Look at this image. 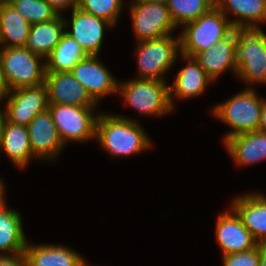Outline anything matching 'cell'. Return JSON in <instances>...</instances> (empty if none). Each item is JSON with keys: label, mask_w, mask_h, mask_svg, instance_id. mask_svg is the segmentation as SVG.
Returning a JSON list of instances; mask_svg holds the SVG:
<instances>
[{"label": "cell", "mask_w": 266, "mask_h": 266, "mask_svg": "<svg viewBox=\"0 0 266 266\" xmlns=\"http://www.w3.org/2000/svg\"><path fill=\"white\" fill-rule=\"evenodd\" d=\"M223 266H259L260 254L259 244L251 250L222 255Z\"/></svg>", "instance_id": "f546056e"}, {"label": "cell", "mask_w": 266, "mask_h": 266, "mask_svg": "<svg viewBox=\"0 0 266 266\" xmlns=\"http://www.w3.org/2000/svg\"><path fill=\"white\" fill-rule=\"evenodd\" d=\"M62 16L63 14L53 20L32 24L25 47L46 60L65 34Z\"/></svg>", "instance_id": "44dd1931"}, {"label": "cell", "mask_w": 266, "mask_h": 266, "mask_svg": "<svg viewBox=\"0 0 266 266\" xmlns=\"http://www.w3.org/2000/svg\"><path fill=\"white\" fill-rule=\"evenodd\" d=\"M8 3V0H0V9Z\"/></svg>", "instance_id": "f35d334b"}, {"label": "cell", "mask_w": 266, "mask_h": 266, "mask_svg": "<svg viewBox=\"0 0 266 266\" xmlns=\"http://www.w3.org/2000/svg\"><path fill=\"white\" fill-rule=\"evenodd\" d=\"M215 6L227 18L231 13L236 17L230 19L233 27L266 23V0H215Z\"/></svg>", "instance_id": "cb8c5ba5"}, {"label": "cell", "mask_w": 266, "mask_h": 266, "mask_svg": "<svg viewBox=\"0 0 266 266\" xmlns=\"http://www.w3.org/2000/svg\"><path fill=\"white\" fill-rule=\"evenodd\" d=\"M132 28L138 42L173 35L177 29L168 6L163 3L130 0Z\"/></svg>", "instance_id": "9c48e42d"}, {"label": "cell", "mask_w": 266, "mask_h": 266, "mask_svg": "<svg viewBox=\"0 0 266 266\" xmlns=\"http://www.w3.org/2000/svg\"><path fill=\"white\" fill-rule=\"evenodd\" d=\"M6 98L7 103L4 107L6 119L15 125L27 126L37 114L47 111L49 108L45 83L11 90Z\"/></svg>", "instance_id": "30bf717a"}, {"label": "cell", "mask_w": 266, "mask_h": 266, "mask_svg": "<svg viewBox=\"0 0 266 266\" xmlns=\"http://www.w3.org/2000/svg\"><path fill=\"white\" fill-rule=\"evenodd\" d=\"M237 39L236 77L251 84L266 83V34L260 26L233 27Z\"/></svg>", "instance_id": "7a4b0ae2"}, {"label": "cell", "mask_w": 266, "mask_h": 266, "mask_svg": "<svg viewBox=\"0 0 266 266\" xmlns=\"http://www.w3.org/2000/svg\"><path fill=\"white\" fill-rule=\"evenodd\" d=\"M260 265L266 266V243L259 244Z\"/></svg>", "instance_id": "e575fe53"}, {"label": "cell", "mask_w": 266, "mask_h": 266, "mask_svg": "<svg viewBox=\"0 0 266 266\" xmlns=\"http://www.w3.org/2000/svg\"><path fill=\"white\" fill-rule=\"evenodd\" d=\"M6 120L7 119H6L5 111L0 109V144H1L3 130H4V126H5Z\"/></svg>", "instance_id": "d590c367"}, {"label": "cell", "mask_w": 266, "mask_h": 266, "mask_svg": "<svg viewBox=\"0 0 266 266\" xmlns=\"http://www.w3.org/2000/svg\"><path fill=\"white\" fill-rule=\"evenodd\" d=\"M137 79L162 80L164 75L175 65L180 52V38L166 35L137 43Z\"/></svg>", "instance_id": "8992f818"}, {"label": "cell", "mask_w": 266, "mask_h": 266, "mask_svg": "<svg viewBox=\"0 0 266 266\" xmlns=\"http://www.w3.org/2000/svg\"><path fill=\"white\" fill-rule=\"evenodd\" d=\"M0 266H26L25 253L0 255Z\"/></svg>", "instance_id": "4dcf8cb0"}, {"label": "cell", "mask_w": 266, "mask_h": 266, "mask_svg": "<svg viewBox=\"0 0 266 266\" xmlns=\"http://www.w3.org/2000/svg\"><path fill=\"white\" fill-rule=\"evenodd\" d=\"M31 24L10 4L0 9L1 48L25 47Z\"/></svg>", "instance_id": "d4e9b609"}, {"label": "cell", "mask_w": 266, "mask_h": 266, "mask_svg": "<svg viewBox=\"0 0 266 266\" xmlns=\"http://www.w3.org/2000/svg\"><path fill=\"white\" fill-rule=\"evenodd\" d=\"M71 12V22L64 18V24L65 30L68 29L70 23L72 29L71 31L68 29L65 33L75 40L87 55L98 56L102 48L105 29H110L114 25L78 7L72 9Z\"/></svg>", "instance_id": "8fae6325"}, {"label": "cell", "mask_w": 266, "mask_h": 266, "mask_svg": "<svg viewBox=\"0 0 266 266\" xmlns=\"http://www.w3.org/2000/svg\"><path fill=\"white\" fill-rule=\"evenodd\" d=\"M10 92L9 86L4 76L0 58V102L3 101Z\"/></svg>", "instance_id": "d6a6232c"}, {"label": "cell", "mask_w": 266, "mask_h": 266, "mask_svg": "<svg viewBox=\"0 0 266 266\" xmlns=\"http://www.w3.org/2000/svg\"><path fill=\"white\" fill-rule=\"evenodd\" d=\"M236 51L237 39L234 30H232L226 37L214 43L210 48L197 53L194 59L213 82L229 68L236 74Z\"/></svg>", "instance_id": "2e32d148"}, {"label": "cell", "mask_w": 266, "mask_h": 266, "mask_svg": "<svg viewBox=\"0 0 266 266\" xmlns=\"http://www.w3.org/2000/svg\"><path fill=\"white\" fill-rule=\"evenodd\" d=\"M18 210L9 209L6 202L0 205V255L24 253L27 240Z\"/></svg>", "instance_id": "7402d4cb"}, {"label": "cell", "mask_w": 266, "mask_h": 266, "mask_svg": "<svg viewBox=\"0 0 266 266\" xmlns=\"http://www.w3.org/2000/svg\"><path fill=\"white\" fill-rule=\"evenodd\" d=\"M231 204L255 241L266 243V196L263 193H246L237 196Z\"/></svg>", "instance_id": "e0dca14e"}, {"label": "cell", "mask_w": 266, "mask_h": 266, "mask_svg": "<svg viewBox=\"0 0 266 266\" xmlns=\"http://www.w3.org/2000/svg\"><path fill=\"white\" fill-rule=\"evenodd\" d=\"M95 138L111 156L122 158L142 153L153 144L138 121L105 112L98 116Z\"/></svg>", "instance_id": "6da1fadb"}, {"label": "cell", "mask_w": 266, "mask_h": 266, "mask_svg": "<svg viewBox=\"0 0 266 266\" xmlns=\"http://www.w3.org/2000/svg\"><path fill=\"white\" fill-rule=\"evenodd\" d=\"M94 109L95 107L49 104L48 110L64 146L70 141L86 142L95 139L99 115L94 116Z\"/></svg>", "instance_id": "ba28073f"}, {"label": "cell", "mask_w": 266, "mask_h": 266, "mask_svg": "<svg viewBox=\"0 0 266 266\" xmlns=\"http://www.w3.org/2000/svg\"><path fill=\"white\" fill-rule=\"evenodd\" d=\"M215 235L223 255L245 252L258 245L231 207L230 212L219 214Z\"/></svg>", "instance_id": "5bb4252c"}, {"label": "cell", "mask_w": 266, "mask_h": 266, "mask_svg": "<svg viewBox=\"0 0 266 266\" xmlns=\"http://www.w3.org/2000/svg\"><path fill=\"white\" fill-rule=\"evenodd\" d=\"M5 185L3 184L2 180L0 179V205L6 202L5 197ZM5 197V198H4Z\"/></svg>", "instance_id": "8d00e7d4"}, {"label": "cell", "mask_w": 266, "mask_h": 266, "mask_svg": "<svg viewBox=\"0 0 266 266\" xmlns=\"http://www.w3.org/2000/svg\"><path fill=\"white\" fill-rule=\"evenodd\" d=\"M258 130L266 133V99L263 101Z\"/></svg>", "instance_id": "836d02e7"}, {"label": "cell", "mask_w": 266, "mask_h": 266, "mask_svg": "<svg viewBox=\"0 0 266 266\" xmlns=\"http://www.w3.org/2000/svg\"><path fill=\"white\" fill-rule=\"evenodd\" d=\"M1 49L2 69L10 91L44 83L46 63L42 57L33 54L26 47Z\"/></svg>", "instance_id": "52a82bcc"}, {"label": "cell", "mask_w": 266, "mask_h": 266, "mask_svg": "<svg viewBox=\"0 0 266 266\" xmlns=\"http://www.w3.org/2000/svg\"><path fill=\"white\" fill-rule=\"evenodd\" d=\"M27 129L31 151L36 159H56L65 147L49 110L37 114L27 125Z\"/></svg>", "instance_id": "9a60e30c"}, {"label": "cell", "mask_w": 266, "mask_h": 266, "mask_svg": "<svg viewBox=\"0 0 266 266\" xmlns=\"http://www.w3.org/2000/svg\"><path fill=\"white\" fill-rule=\"evenodd\" d=\"M167 6L172 21L178 27L208 12L215 6V0H169Z\"/></svg>", "instance_id": "4316f807"}, {"label": "cell", "mask_w": 266, "mask_h": 266, "mask_svg": "<svg viewBox=\"0 0 266 266\" xmlns=\"http://www.w3.org/2000/svg\"><path fill=\"white\" fill-rule=\"evenodd\" d=\"M117 93L140 114L161 117L173 111L166 81L134 78L118 83Z\"/></svg>", "instance_id": "5b68a950"}, {"label": "cell", "mask_w": 266, "mask_h": 266, "mask_svg": "<svg viewBox=\"0 0 266 266\" xmlns=\"http://www.w3.org/2000/svg\"><path fill=\"white\" fill-rule=\"evenodd\" d=\"M1 150L19 169L26 167L32 158L35 159L31 151L27 126L15 125L6 120L0 144Z\"/></svg>", "instance_id": "603a6c76"}, {"label": "cell", "mask_w": 266, "mask_h": 266, "mask_svg": "<svg viewBox=\"0 0 266 266\" xmlns=\"http://www.w3.org/2000/svg\"><path fill=\"white\" fill-rule=\"evenodd\" d=\"M98 59L88 55L70 71L97 103L107 95L116 94L119 83Z\"/></svg>", "instance_id": "7c38bea8"}, {"label": "cell", "mask_w": 266, "mask_h": 266, "mask_svg": "<svg viewBox=\"0 0 266 266\" xmlns=\"http://www.w3.org/2000/svg\"><path fill=\"white\" fill-rule=\"evenodd\" d=\"M49 104H66L80 107H96L98 103L70 71L45 72Z\"/></svg>", "instance_id": "4fadbf2b"}, {"label": "cell", "mask_w": 266, "mask_h": 266, "mask_svg": "<svg viewBox=\"0 0 266 266\" xmlns=\"http://www.w3.org/2000/svg\"><path fill=\"white\" fill-rule=\"evenodd\" d=\"M15 10L31 25L53 20L58 13L46 0H8Z\"/></svg>", "instance_id": "83f0119b"}, {"label": "cell", "mask_w": 266, "mask_h": 266, "mask_svg": "<svg viewBox=\"0 0 266 266\" xmlns=\"http://www.w3.org/2000/svg\"><path fill=\"white\" fill-rule=\"evenodd\" d=\"M122 6L123 0H79L77 7L84 12L103 18L115 26Z\"/></svg>", "instance_id": "f1b7e54d"}, {"label": "cell", "mask_w": 266, "mask_h": 266, "mask_svg": "<svg viewBox=\"0 0 266 266\" xmlns=\"http://www.w3.org/2000/svg\"><path fill=\"white\" fill-rule=\"evenodd\" d=\"M180 55L187 64L179 70L174 83L169 85L170 103L173 109L175 108L173 96L178 99L193 98L203 94L206 86L212 83L194 57Z\"/></svg>", "instance_id": "d6986e66"}, {"label": "cell", "mask_w": 266, "mask_h": 266, "mask_svg": "<svg viewBox=\"0 0 266 266\" xmlns=\"http://www.w3.org/2000/svg\"><path fill=\"white\" fill-rule=\"evenodd\" d=\"M51 7L58 13L62 15L67 8L74 9L78 6L79 0H46Z\"/></svg>", "instance_id": "1f68e13d"}, {"label": "cell", "mask_w": 266, "mask_h": 266, "mask_svg": "<svg viewBox=\"0 0 266 266\" xmlns=\"http://www.w3.org/2000/svg\"><path fill=\"white\" fill-rule=\"evenodd\" d=\"M223 142L238 165L248 166L266 159V133L259 130L239 134Z\"/></svg>", "instance_id": "ffe728a7"}, {"label": "cell", "mask_w": 266, "mask_h": 266, "mask_svg": "<svg viewBox=\"0 0 266 266\" xmlns=\"http://www.w3.org/2000/svg\"><path fill=\"white\" fill-rule=\"evenodd\" d=\"M233 30V26L216 6L202 14L197 20L184 25L179 34L180 52L194 57L197 53L210 48Z\"/></svg>", "instance_id": "277c9868"}, {"label": "cell", "mask_w": 266, "mask_h": 266, "mask_svg": "<svg viewBox=\"0 0 266 266\" xmlns=\"http://www.w3.org/2000/svg\"><path fill=\"white\" fill-rule=\"evenodd\" d=\"M143 1L155 2V3H163V4L167 5L169 0H143Z\"/></svg>", "instance_id": "74e56055"}, {"label": "cell", "mask_w": 266, "mask_h": 266, "mask_svg": "<svg viewBox=\"0 0 266 266\" xmlns=\"http://www.w3.org/2000/svg\"><path fill=\"white\" fill-rule=\"evenodd\" d=\"M88 55L82 47L66 33L45 60L46 72H65L72 68Z\"/></svg>", "instance_id": "484cf974"}, {"label": "cell", "mask_w": 266, "mask_h": 266, "mask_svg": "<svg viewBox=\"0 0 266 266\" xmlns=\"http://www.w3.org/2000/svg\"><path fill=\"white\" fill-rule=\"evenodd\" d=\"M264 100L249 85L225 102L214 105V117L232 127L230 132L225 134L224 141L239 134L258 130Z\"/></svg>", "instance_id": "3957f363"}, {"label": "cell", "mask_w": 266, "mask_h": 266, "mask_svg": "<svg viewBox=\"0 0 266 266\" xmlns=\"http://www.w3.org/2000/svg\"><path fill=\"white\" fill-rule=\"evenodd\" d=\"M26 266H89L78 252L57 244H26Z\"/></svg>", "instance_id": "ac0fdd59"}]
</instances>
